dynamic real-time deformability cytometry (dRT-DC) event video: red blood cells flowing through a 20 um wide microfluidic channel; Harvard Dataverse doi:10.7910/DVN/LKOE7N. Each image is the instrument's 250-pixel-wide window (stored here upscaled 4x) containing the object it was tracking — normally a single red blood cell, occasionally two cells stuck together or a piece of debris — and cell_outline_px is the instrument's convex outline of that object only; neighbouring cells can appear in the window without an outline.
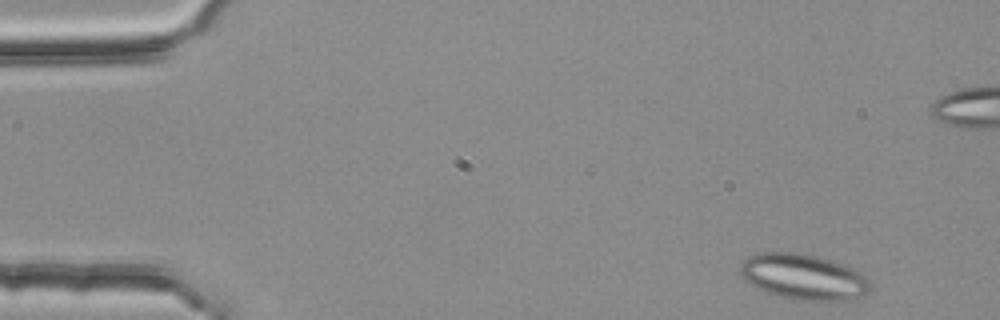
{"species": "common noctule bat (a hibernating species)", "species_latin": "Nyctalus noctula", "temperature_condition": "room temperature", "stored_images_in_passage": 50, "segment_of_instrument_passage": [1, 2], "camera_frame_rate_fps": 3000, "um_per_image_px": 0.085, "animal": {"sex": "female", "body_mass_g": 25.1}, "frame": {"image": 1, "passage_image": 2, "time_ms": 0.333, "image_size_px": [1000, 320], "cell_outline_px": [[872, 288], [868, 292], [856, 296], [840, 300], [792, 300], [776, 296], [756, 288], [744, 280], [740, 272], [740, 264], [748, 256], [756, 252], [796, 252], [816, 256], [832, 260], [860, 272], [872, 284]], "centroid_in_image_um": [68.23, 23.52], "position_along_channel_um": 16.8, "area_um2": 34.62}}